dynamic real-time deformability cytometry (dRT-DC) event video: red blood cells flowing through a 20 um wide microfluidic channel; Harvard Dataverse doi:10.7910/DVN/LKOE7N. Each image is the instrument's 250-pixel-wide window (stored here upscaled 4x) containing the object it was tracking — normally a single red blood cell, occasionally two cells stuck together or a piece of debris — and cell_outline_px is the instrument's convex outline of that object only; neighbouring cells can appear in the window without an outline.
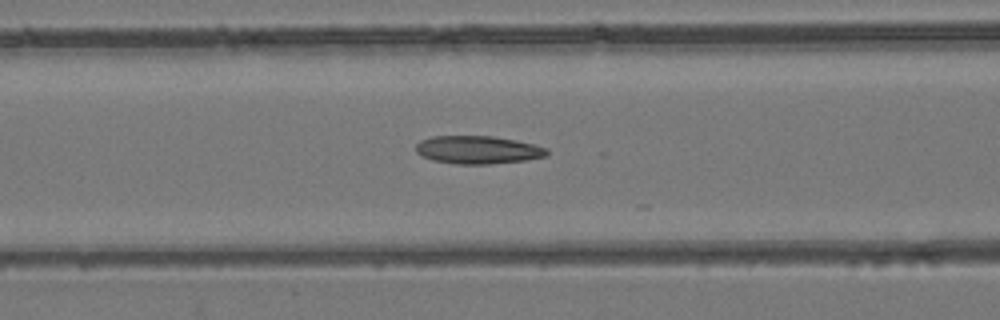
{"species": "common noctule bat (a hibernating species)", "species_latin": "Nyctalus noctula", "temperature_condition": "room temperature", "stored_images_in_passage": 28, "camera_frame_rate_fps": 3000, "um_per_image_px": 0.085, "animal": {"sex": "female", "body_mass_g": 24.6, "forearm_length_mm": 56.2}, "frame": {"image": 1, "passage_image": 23, "time_ms": 7.333, "image_size_px": [1000, 320], "cell_outline_px": [[548, 156], [524, 160], [488, 164], [456, 164], [432, 160], [416, 152], [416, 144], [420, 140], [432, 136], [492, 136], [516, 140], [548, 148]], "centroid_in_image_um": [40.62, 12.73], "position_along_channel_um": 126.0, "area_um2": 21.33}}
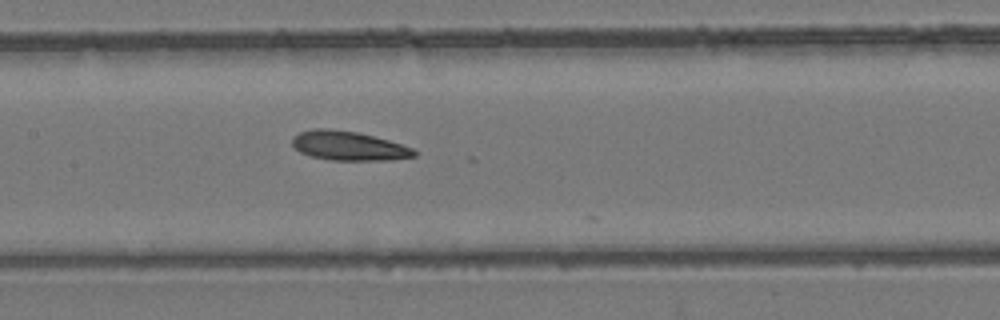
{"frame": {"image": 2, "passage_image": 27, "time_ms": 8.667, "image_size_px": [1000, 320], "cell_outline_px": [[416, 156], [392, 160], [332, 160], [312, 156], [300, 152], [292, 144], [292, 136], [300, 132], [312, 128], [328, 128], [356, 132], [388, 140], [412, 148], [416, 152]], "centroid_in_image_um": [29.61, 12.39], "position_along_channel_um": 177.8, "area_um2": 20.63}}